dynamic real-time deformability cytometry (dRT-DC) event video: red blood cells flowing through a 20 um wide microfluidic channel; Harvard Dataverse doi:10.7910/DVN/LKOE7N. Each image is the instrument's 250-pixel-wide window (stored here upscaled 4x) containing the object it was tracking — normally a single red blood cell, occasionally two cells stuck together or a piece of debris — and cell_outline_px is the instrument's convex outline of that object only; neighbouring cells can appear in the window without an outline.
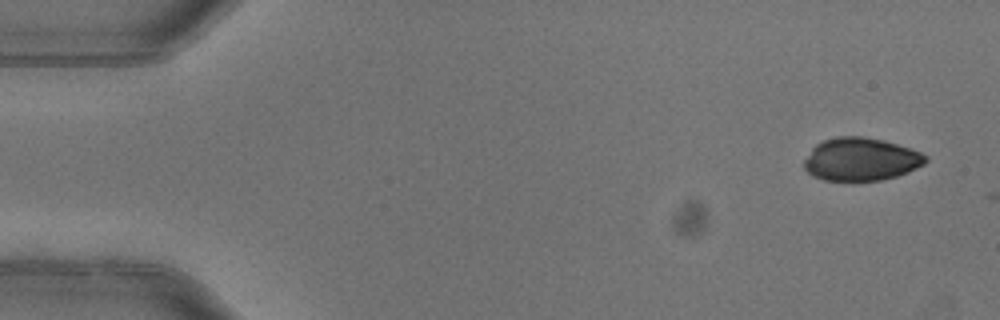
{"species": "common noctule bat (a hibernating species)", "species_latin": "Nyctalus noctula", "temperature_condition": "warm", "stored_images_in_passage": 4, "camera_frame_rate_fps": 3000, "um_per_image_px": 0.085, "animal": {"sex": "female"}, "frame": {"image": 1, "passage_image": 1, "time_ms": 0.0, "image_size_px": [1000, 320], "cell_outline_px": [[928, 160], [924, 164], [908, 172], [896, 176], [880, 180], [824, 180], [812, 176], [804, 168], [804, 160], [812, 148], [816, 144], [824, 140], [836, 136], [864, 136], [884, 140], [920, 152], [928, 156]], "centroid_in_image_um": [73.16, 13.53], "position_along_channel_um": 11.8, "area_um2": 30.35}}
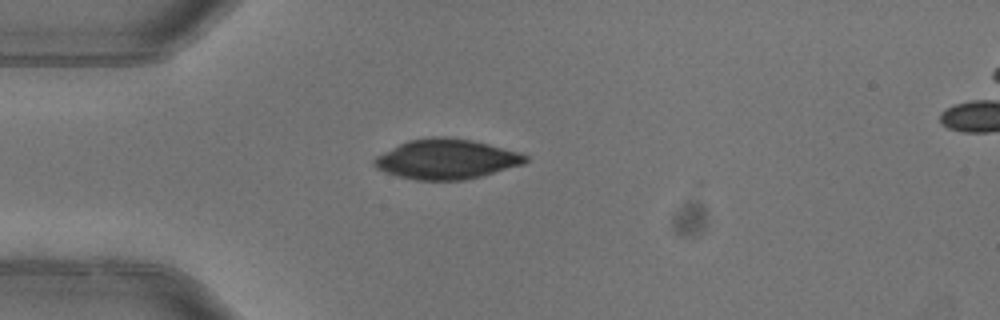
{"frame": {"image": 2, "passage_image": 4, "time_ms": 1.0, "image_size_px": [1000, 320], "cell_outline_px": [[528, 160], [524, 164], [480, 176], [464, 180], [416, 180], [400, 176], [376, 168], [372, 164], [372, 160], [376, 156], [408, 140], [432, 136], [444, 136], [472, 140], [520, 152], [528, 156]], "centroid_in_image_um": [37.95, 13.52], "position_along_channel_um": 47.0, "area_um2": 34.97}}